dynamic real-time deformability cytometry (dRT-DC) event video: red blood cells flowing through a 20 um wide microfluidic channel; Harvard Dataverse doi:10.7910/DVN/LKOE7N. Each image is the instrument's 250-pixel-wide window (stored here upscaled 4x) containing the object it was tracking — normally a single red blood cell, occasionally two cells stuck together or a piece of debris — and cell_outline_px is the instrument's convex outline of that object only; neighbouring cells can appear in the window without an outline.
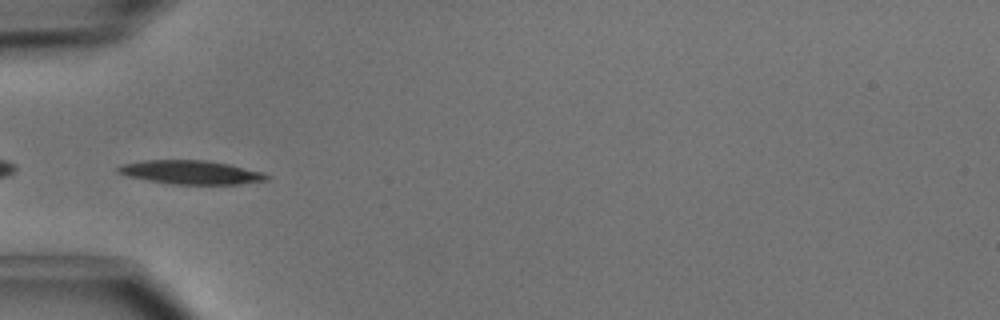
{"species": "common noctule bat (a hibernating species)", "species_latin": "Nyctalus noctula", "temperature_condition": "cold", "stored_images_in_passage": 34, "camera_frame_rate_fps": 3000, "um_per_image_px": 0.085, "animal": {"sex": "male", "body_mass_g": 15.6}, "frame": {"image": 1, "passage_image": 1, "time_ms": 0.0, "image_size_px": [1000, 320], "cell_outline_px": [[272, 176], [268, 180], [240, 184], [172, 184], [148, 180], [128, 176], [116, 172], [116, 168], [120, 164], [144, 160], [208, 160], [228, 164], [264, 172]], "centroid_in_image_um": [16.24, 14.64], "position_along_channel_um": 68.8, "area_um2": 20.69}}
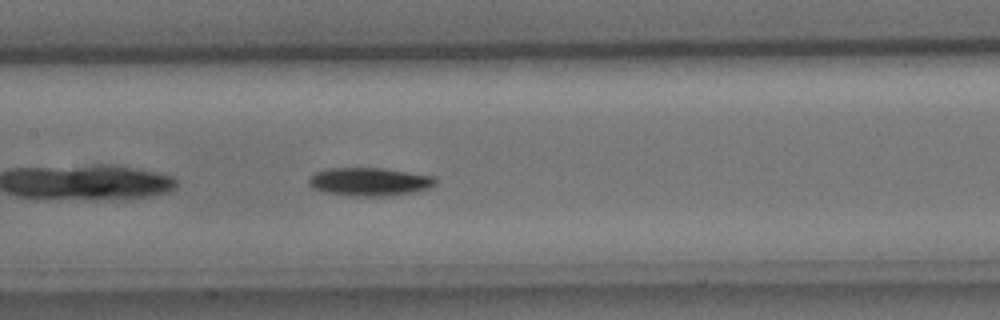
{"frame": {"image": 2, "passage_image": 9, "time_ms": 2.667, "image_size_px": [1000, 320], "cell_outline_px": [[436, 184], [428, 188], [416, 192], [392, 196], [348, 196], [324, 192], [312, 188], [308, 184], [308, 180], [316, 172], [328, 168], [384, 168], [436, 176]], "centroid_in_image_um": [31.43, 15.45], "position_along_channel_um": 176.0, "area_um2": 21.15}}
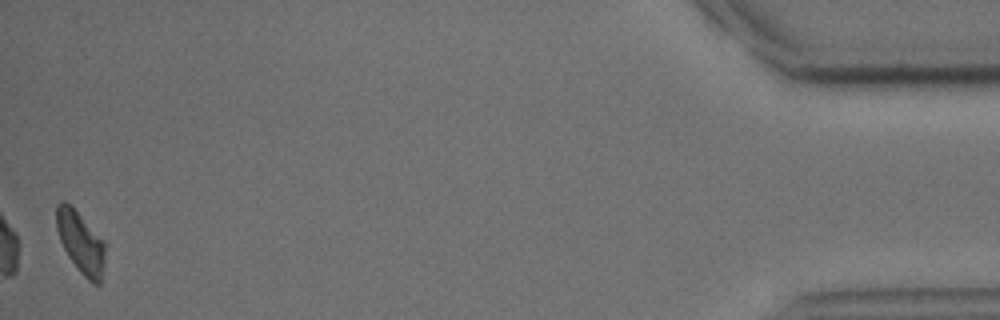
{"frame": {"image": 3, "passage_image": 34, "time_ms": 11.0, "image_size_px": [1000, 320], "cell_outline_px": [[108, 244], [100, 284], [92, 284], [80, 272], [68, 256], [60, 240], [56, 228], [56, 204], [64, 200]], "centroid_in_image_um": [6.89, 20.64], "position_along_channel_um": 428.3, "area_um2": 17.51}, "authors_computed_cell_mechanics": {"area_um2": 19.7098, "velocity_mm_per_s": 4.0266, "shape_relaxation_time_tau1_ms": 2.5621, "shape_relaxation_time_tau2_ms": null, "deformation_change_tau1": 0.1157, "deformation_change_tau2": null}}